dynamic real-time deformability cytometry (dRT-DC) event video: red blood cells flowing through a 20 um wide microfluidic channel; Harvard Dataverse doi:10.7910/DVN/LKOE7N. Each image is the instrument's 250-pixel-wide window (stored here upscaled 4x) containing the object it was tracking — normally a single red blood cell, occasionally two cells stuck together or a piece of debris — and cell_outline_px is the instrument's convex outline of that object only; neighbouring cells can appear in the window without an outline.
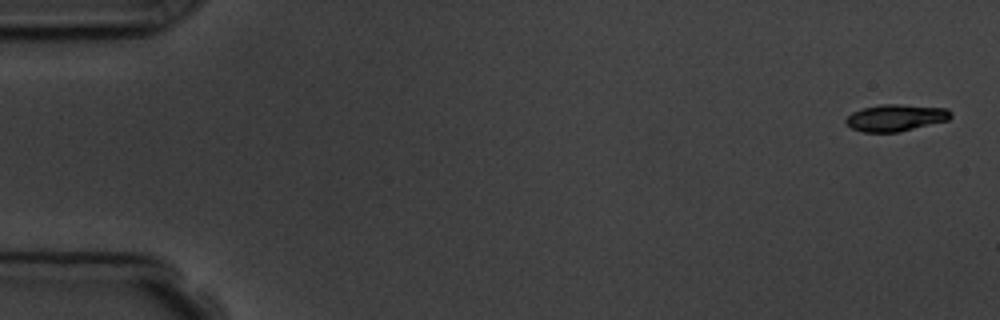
{"species": "common noctule bat (a hibernating species)", "species_latin": "Nyctalus noctula", "temperature_condition": "room temperature", "stored_images_in_passage": 15, "camera_frame_rate_fps": 3000, "um_per_image_px": 0.085, "animal": {"sex": "male", "body_mass_g": 19.5, "forearm_length_mm": 54.6}, "frame": {"image": 1, "passage_image": 1, "time_ms": 0.0, "image_size_px": [1000, 320], "cell_outline_px": [[952, 116], [948, 120], [900, 132], [864, 132], [852, 128], [844, 120], [852, 112], [864, 108], [880, 104], [900, 104], [948, 108], [952, 112]], "centroid_in_image_um": [76.17, 10.0], "position_along_channel_um": 8.8, "area_um2": 16.42}}
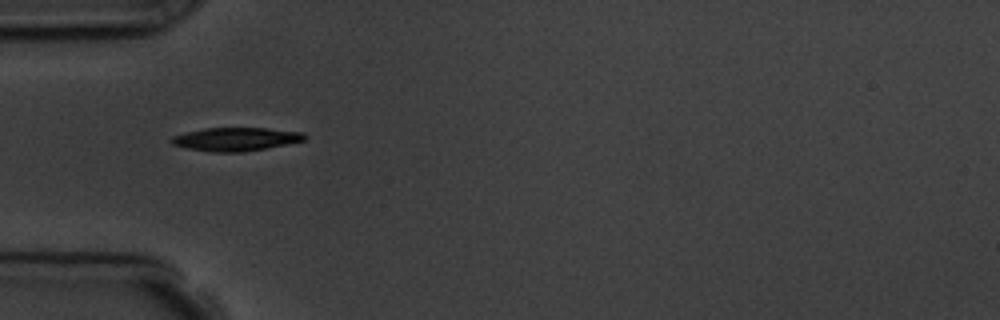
{"frame": {"image": 2, "passage_image": 5, "time_ms": 5.333, "image_size_px": [1000, 320], "cell_outline_px": [[308, 136], [304, 140], [268, 148], [244, 152], [212, 152], [188, 148], [172, 144], [168, 140], [172, 136], [204, 128], [268, 128], [304, 132]], "centroid_in_image_um": [20.07, 11.83], "position_along_channel_um": 64.9, "area_um2": 18.21}}
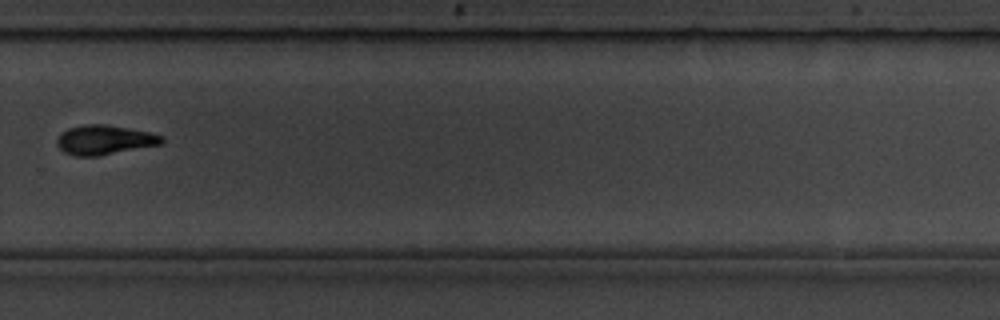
{"frame": {"image": 3, "passage_image": 11, "time_ms": 12.333, "image_size_px": [1000, 320], "cell_outline_px": [[164, 140], [160, 144], [100, 156], [76, 156], [64, 152], [56, 144], [56, 140], [60, 132], [68, 128], [84, 124], [104, 124], [152, 132], [164, 136]], "centroid_in_image_um": [8.86, 11.88], "position_along_channel_um": 320.9, "area_um2": 18.15}, "authors_computed_cell_mechanics": {"area_um2": 17.4556, "velocity_mm_per_s": 3.6815, "shape_relaxation_time_tau1_ms": 3.0174, "shape_relaxation_time_tau2_ms": null, "deformation_change_tau1": 0.1198, "deformation_change_tau2": null}}